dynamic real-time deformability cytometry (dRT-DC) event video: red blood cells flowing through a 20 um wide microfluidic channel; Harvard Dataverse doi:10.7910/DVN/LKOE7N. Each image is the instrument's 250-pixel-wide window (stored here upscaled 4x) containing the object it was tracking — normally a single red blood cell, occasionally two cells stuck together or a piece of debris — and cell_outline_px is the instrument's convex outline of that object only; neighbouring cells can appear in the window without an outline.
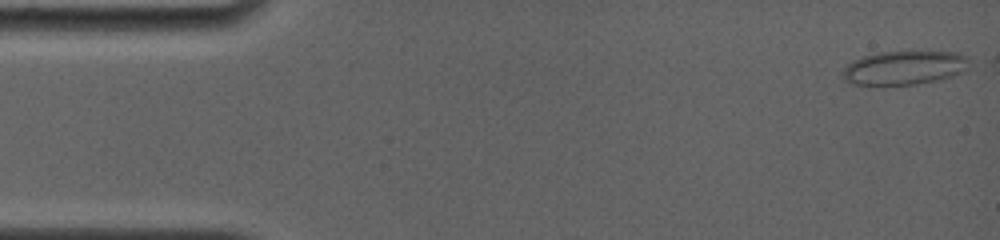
{"species": "common noctule bat (a hibernating species)", "species_latin": "Nyctalus noctula", "temperature_condition": "room temperature", "stored_images_in_passage": 41, "camera_frame_rate_fps": 4000, "um_per_image_px": 0.085, "animal": {"sex": "female", "body_mass_g": 19.0, "forearm_length_mm": 56.7}, "frame": {"image": 1, "passage_image": 1, "time_ms": 0.0, "image_size_px": [1000, 240], "cell_outline_px": [[976, 64], [952, 76], [936, 80], [916, 84], [868, 88], [852, 84], [844, 80], [840, 72], [852, 60], [860, 56], [880, 52], [928, 48], [960, 52], [968, 56]], "centroid_in_image_um": [76.9, 5.73], "position_along_channel_um": 8.1, "area_um2": 27.34}}
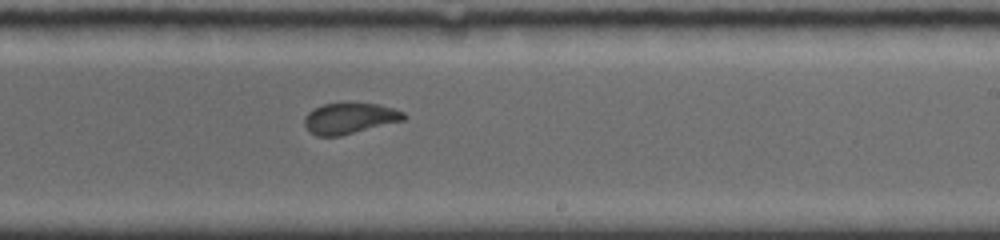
{"frame": {"image": 2, "passage_image": 25, "time_ms": 9.75, "image_size_px": [1000, 240], "cell_outline_px": [[408, 116], [404, 120], [340, 136], [316, 136], [304, 124], [304, 116], [312, 108], [324, 104], [380, 104], [404, 112]], "centroid_in_image_um": [29.72, 10.06], "position_along_channel_um": 259.3, "area_um2": 17.69}}
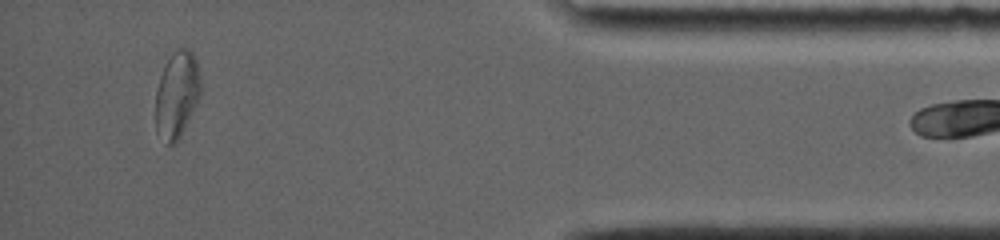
{"frame": {"image": 3, "passage_image": 40, "time_ms": 15.0, "image_size_px": [1000, 240], "cell_outline_px": [[200, 92], [180, 136], [176, 144], [168, 144], [156, 132], [156, 92], [160, 76], [172, 52], [180, 48], [188, 48], [192, 52], [196, 60], [200, 80]], "centroid_in_image_um": [15.01, 8.03], "position_along_channel_um": 420.2, "area_um2": 22.08}}